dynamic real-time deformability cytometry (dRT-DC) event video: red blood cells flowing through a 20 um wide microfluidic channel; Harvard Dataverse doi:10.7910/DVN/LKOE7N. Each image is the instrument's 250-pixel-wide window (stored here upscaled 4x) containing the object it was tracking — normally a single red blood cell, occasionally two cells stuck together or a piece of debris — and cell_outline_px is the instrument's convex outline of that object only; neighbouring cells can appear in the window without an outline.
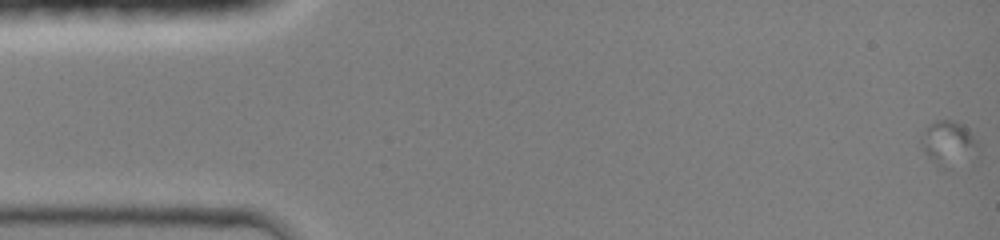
{"species": "common noctule bat (a hibernating species)", "species_latin": "Nyctalus noctula", "temperature_condition": "room temperature", "stored_images_in_passage": 16, "camera_frame_rate_fps": 3000, "um_per_image_px": 0.085, "animal": {"sex": "female", "body_mass_g": 19.0, "forearm_length_mm": 51.5}, "frame": {"image": 1, "passage_image": 1, "time_ms": 0.0, "image_size_px": [1000, 240], "cell_outline_px": [[980, 144], [976, 156], [940, 160], [936, 160], [928, 156], [924, 152], [920, 140], [924, 128], [936, 120], [956, 120]], "centroid_in_image_um": [80.59, 11.98], "position_along_channel_um": 4.4, "area_um2": 13.01}}
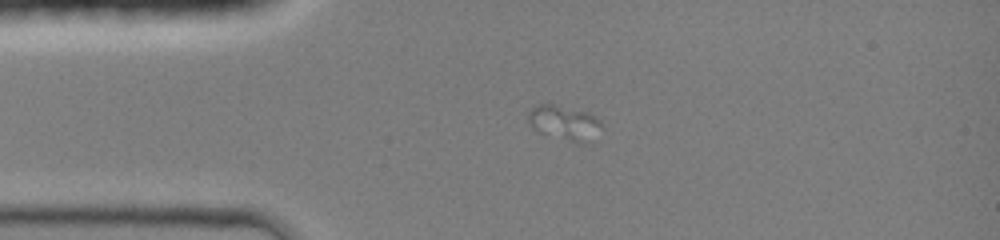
{"frame": {"image": 2, "passage_image": 12, "time_ms": 3.667, "image_size_px": [1000, 240], "cell_outline_px": [[604, 128], [584, 140], [576, 144], [540, 132], [528, 120], [528, 112], [536, 104], [552, 104], [588, 112], [600, 120]], "centroid_in_image_um": [47.96, 10.41], "position_along_channel_um": 37.0, "area_um2": 14.39}}